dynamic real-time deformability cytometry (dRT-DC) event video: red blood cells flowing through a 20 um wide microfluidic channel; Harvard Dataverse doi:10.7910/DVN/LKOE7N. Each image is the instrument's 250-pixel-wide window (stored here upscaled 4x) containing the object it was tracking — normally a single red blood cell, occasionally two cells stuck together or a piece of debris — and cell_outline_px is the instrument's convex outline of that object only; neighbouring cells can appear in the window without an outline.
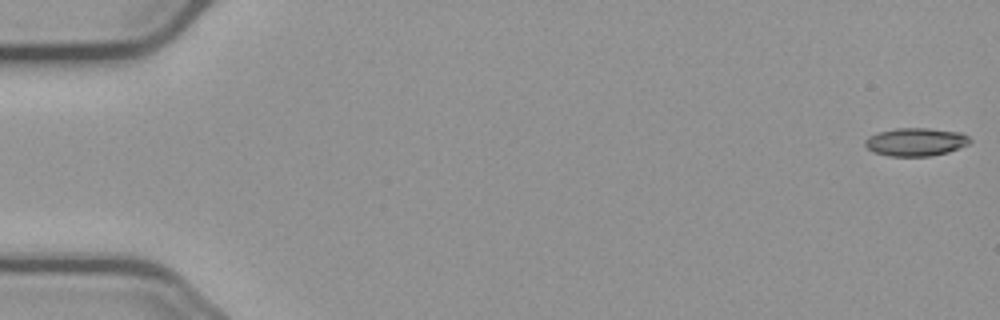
{"species": "common noctule bat (a hibernating species)", "species_latin": "Nyctalus noctula", "temperature_condition": "cold", "stored_images_in_passage": 56, "camera_frame_rate_fps": 3000, "um_per_image_px": 0.085, "animal": {"sex": "male", "body_mass_g": 23.1, "forearm_length_mm": 52.7}, "frame": {"image": 1, "passage_image": 1, "time_ms": 0.0, "image_size_px": [1000, 320], "cell_outline_px": [[972, 140], [968, 144], [960, 148], [948, 152], [932, 156], [888, 156], [872, 152], [864, 144], [864, 140], [868, 136], [876, 132], [896, 128], [928, 128], [960, 132], [968, 136]], "centroid_in_image_um": [77.81, 12.06], "position_along_channel_um": 7.2, "area_um2": 17.4}}
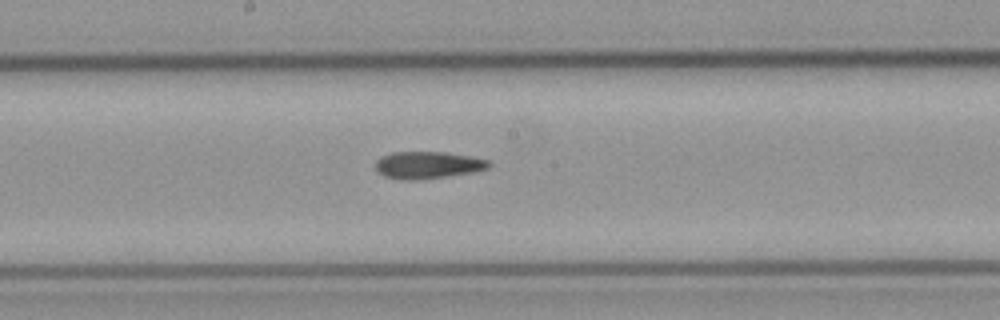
{"frame": {"image": 2, "passage_image": 30, "time_ms": 9.667, "image_size_px": [1000, 320], "cell_outline_px": [[492, 164], [488, 168], [472, 172], [448, 176], [420, 180], [400, 180], [384, 176], [376, 172], [376, 160], [380, 156], [392, 152], [444, 152], [468, 156], [488, 160]], "centroid_in_image_um": [36.31, 14.04], "position_along_channel_um": 211.9, "area_um2": 18.03}}
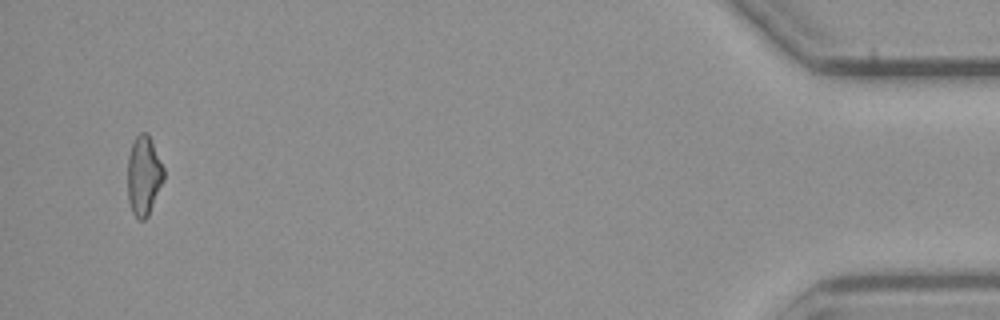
{"frame": {"image": 3, "passage_image": 54, "time_ms": 17.667, "image_size_px": [1000, 320], "cell_outline_px": [[164, 180], [148, 216], [144, 220], [140, 220], [132, 212], [128, 200], [128, 156], [132, 144], [136, 136], [140, 132], [148, 132], [164, 168]], "centroid_in_image_um": [12.23, 14.92], "position_along_channel_um": 423.0, "area_um2": 16.76}, "authors_computed_cell_mechanics": {"area_um2": 17.6868, "velocity_mm_per_s": 3.7122, "shape_relaxation_time_tau1_ms": null, "shape_relaxation_time_tau2_ms": 5.901, "deformation_change_tau1": null, "deformation_change_tau2": 0.1545}}